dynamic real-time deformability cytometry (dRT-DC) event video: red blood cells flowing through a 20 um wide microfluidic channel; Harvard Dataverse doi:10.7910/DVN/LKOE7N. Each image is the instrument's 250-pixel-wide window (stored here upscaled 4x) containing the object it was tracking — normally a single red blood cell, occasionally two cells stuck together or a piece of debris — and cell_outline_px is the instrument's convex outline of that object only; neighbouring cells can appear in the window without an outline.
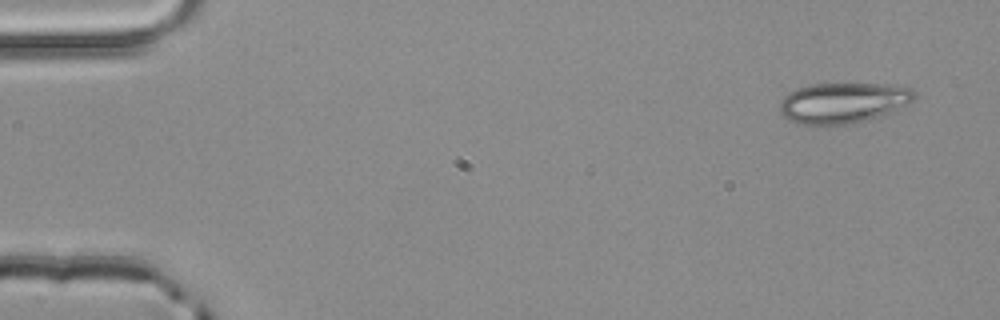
{"species": "common noctule bat (a hibernating species)", "species_latin": "Nyctalus noctula", "temperature_condition": "room temperature", "stored_images_in_passage": 3, "camera_frame_rate_fps": 3000, "um_per_image_px": 0.085, "animal": {"sex": "male", "body_mass_g": 20.4}, "frame": {"image": 1, "passage_image": 1, "time_ms": 0.0, "image_size_px": [1000, 320], "cell_outline_px": [[916, 100], [892, 112], [868, 120], [848, 124], [824, 128], [800, 124], [788, 120], [780, 112], [780, 100], [788, 92], [796, 88], [812, 84], [904, 84], [912, 88], [916, 92]], "centroid_in_image_um": [71.69, 8.76], "position_along_channel_um": 13.3, "area_um2": 33.0}}